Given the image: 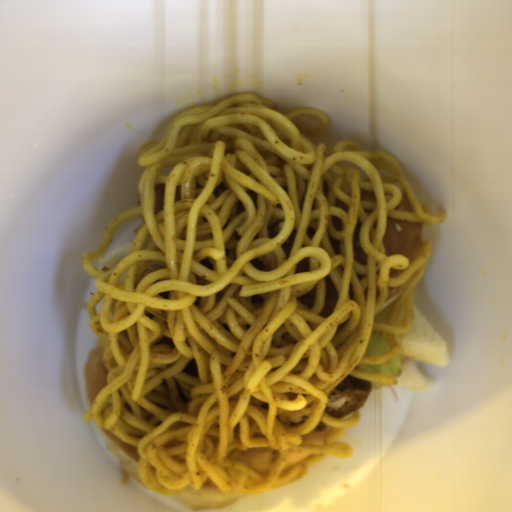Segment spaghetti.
Segmentation results:
<instances>
[{"instance_id": "c7327b10", "label": "spaghetti", "mask_w": 512, "mask_h": 512, "mask_svg": "<svg viewBox=\"0 0 512 512\" xmlns=\"http://www.w3.org/2000/svg\"><path fill=\"white\" fill-rule=\"evenodd\" d=\"M324 110L284 109L251 93L190 107L163 139L138 151L145 168L138 204L83 253L96 289L87 310L104 343L105 387L83 416L135 446L137 475L156 493L188 487L256 495L298 480L318 460L350 458L339 441L361 412L336 418L333 389L349 375L397 385L369 370L395 359L413 328V291L432 255L386 254L388 217L446 223L420 204L399 163L354 141L328 143ZM165 207L153 213L157 184ZM360 189L377 202L364 201ZM401 189L414 212H400ZM134 216L130 253L97 269L117 227ZM367 264L356 261L355 223ZM340 296L319 315L325 281ZM378 315L387 287L407 284ZM313 306L297 298L314 287ZM392 349L365 356L371 332ZM280 414L307 416L286 428ZM338 430L326 444L300 445L320 421ZM253 447L276 448L262 476L239 461ZM315 454L282 470L288 450Z\"/></svg>"}]
</instances>
